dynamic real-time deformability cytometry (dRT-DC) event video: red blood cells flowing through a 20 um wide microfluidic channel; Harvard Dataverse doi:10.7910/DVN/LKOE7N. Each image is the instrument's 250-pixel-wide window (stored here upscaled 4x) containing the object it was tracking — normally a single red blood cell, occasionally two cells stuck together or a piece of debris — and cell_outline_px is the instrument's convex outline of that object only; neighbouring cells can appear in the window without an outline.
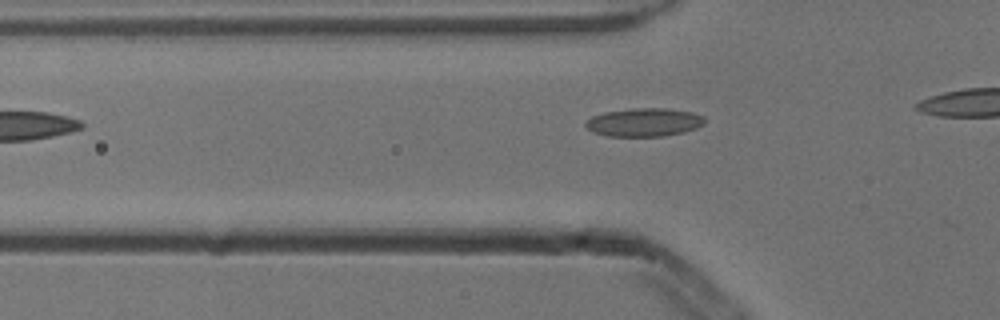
{"species": "common noctule bat (a hibernating species)", "species_latin": "Nyctalus noctula", "temperature_condition": "cold", "stored_images_in_passage": 4, "camera_frame_rate_fps": 3000, "um_per_image_px": 0.085, "animal": {"sex": "male", "body_mass_g": 13.3}, "frame": {"image": 1, "passage_image": 4, "time_ms": 1.0, "image_size_px": [1000, 320], "cell_outline_px": [[704, 124], [696, 128], [684, 132], [664, 136], [608, 136], [592, 132], [584, 124], [592, 116], [604, 112], [632, 108], [664, 108], [692, 112], [704, 116]], "centroid_in_image_um": [54.75, 10.39], "position_along_channel_um": 71.1, "area_um2": 19.65}}